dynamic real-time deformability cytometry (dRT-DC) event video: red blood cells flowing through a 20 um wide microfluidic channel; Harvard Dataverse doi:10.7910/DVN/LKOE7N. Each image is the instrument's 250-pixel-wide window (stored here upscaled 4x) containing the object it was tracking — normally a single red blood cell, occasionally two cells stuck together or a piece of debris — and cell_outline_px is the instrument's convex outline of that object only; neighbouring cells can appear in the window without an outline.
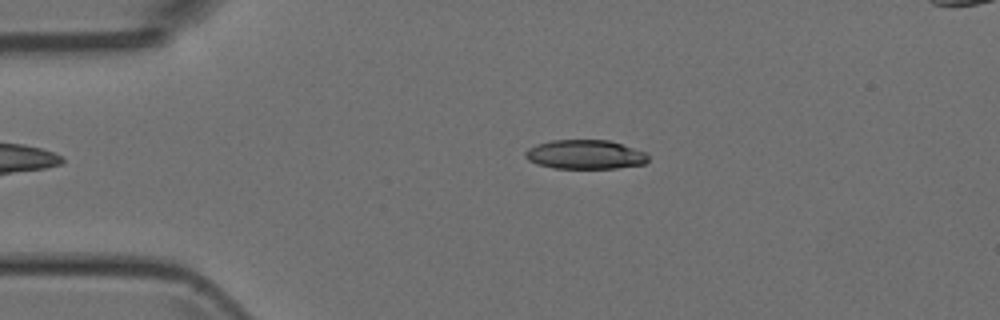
{"species": "Egyptian fruit bat (a non-hibernating species)", "species_latin": "Rousettus aegyptiacus", "temperature_condition": "room temperature", "stored_images_in_passage": 45, "segment_of_instrument_passage": [1, 2], "camera_frame_rate_fps": 3000, "um_per_image_px": 0.085, "animal": {"sex": "female"}, "frame": {"image": 1, "passage_image": 5, "time_ms": 1.333, "image_size_px": [1000, 320], "cell_outline_px": [[648, 160], [644, 164], [616, 168], [552, 168], [536, 164], [528, 160], [524, 156], [524, 152], [528, 148], [536, 144], [552, 140], [608, 140], [644, 152], [648, 156]], "centroid_in_image_um": [49.67, 13.14], "position_along_channel_um": 35.3, "area_um2": 20.81}}
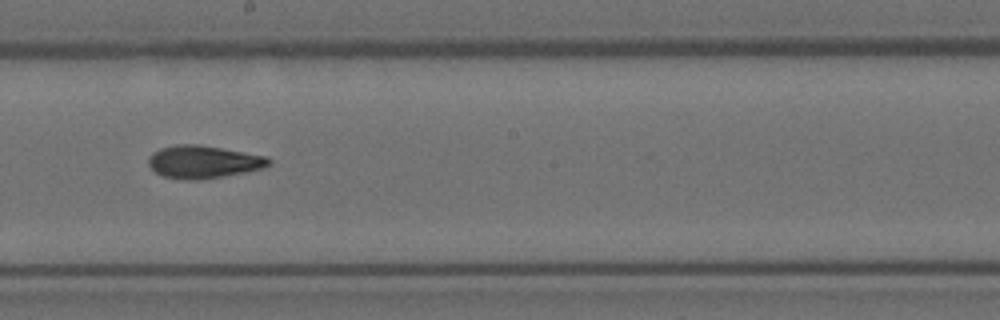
{"frame": {"image": 2, "passage_image": 22, "time_ms": 7.0, "image_size_px": [1000, 320], "cell_outline_px": [[272, 164], [260, 168], [244, 172], [224, 176], [196, 180], [184, 180], [164, 176], [156, 172], [148, 164], [148, 156], [152, 152], [160, 148], [176, 144], [200, 144], [268, 156], [272, 160]], "centroid_in_image_um": [17.28, 13.74], "position_along_channel_um": 230.9, "area_um2": 23.06}}
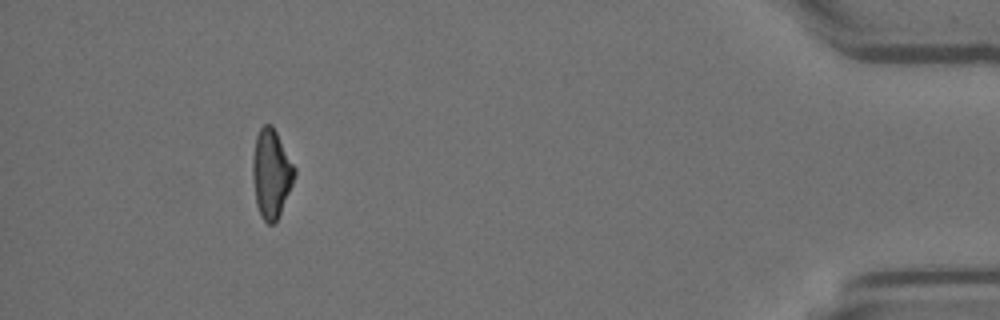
{"frame": {"image": 3, "passage_image": 40, "time_ms": 13.0, "image_size_px": [1000, 320], "cell_outline_px": [[296, 176], [280, 212], [276, 220], [272, 224], [268, 224], [260, 216], [256, 204], [252, 176], [252, 160], [256, 136], [260, 128], [264, 124], [272, 124], [296, 168]], "centroid_in_image_um": [23.05, 14.73], "position_along_channel_um": 412.1, "area_um2": 21.62}}